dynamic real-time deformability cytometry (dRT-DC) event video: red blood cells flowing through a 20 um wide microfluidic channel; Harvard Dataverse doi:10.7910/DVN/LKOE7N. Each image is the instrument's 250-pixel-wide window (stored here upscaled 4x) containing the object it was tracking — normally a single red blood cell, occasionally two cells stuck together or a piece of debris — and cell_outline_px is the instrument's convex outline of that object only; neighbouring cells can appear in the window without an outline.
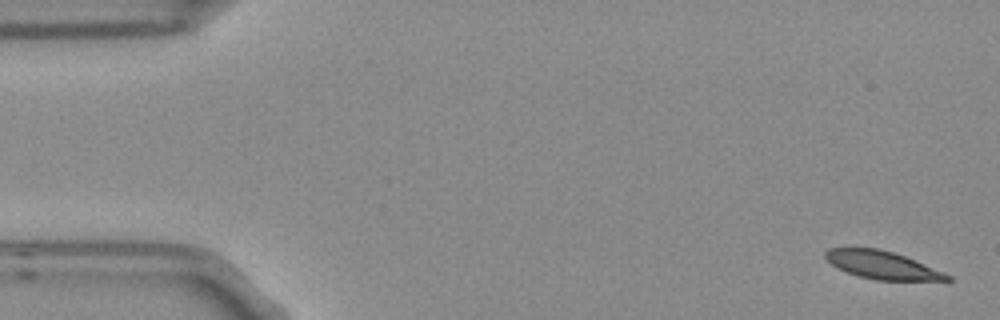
{"species": "Egyptian fruit bat (a non-hibernating species)", "species_latin": "Rousettus aegyptiacus", "temperature_condition": "room temperature", "stored_images_in_passage": 6, "camera_frame_rate_fps": 3000, "um_per_image_px": 0.085, "frame": {"image": 1, "passage_image": 1, "time_ms": 0.0, "image_size_px": [1000, 320], "cell_outline_px": [[952, 280], [876, 280], [860, 276], [848, 272], [832, 264], [824, 256], [824, 252], [828, 248], [880, 248], [916, 260], [944, 272], [952, 276]], "centroid_in_image_um": [75.0, 22.52], "position_along_channel_um": 10.0, "area_um2": 19.54}}
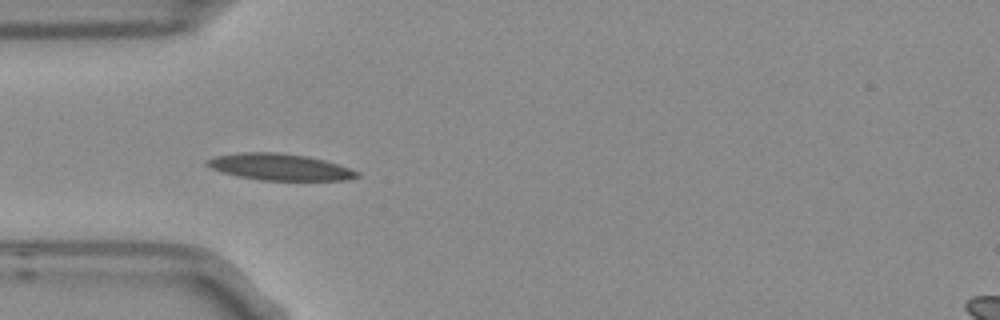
{"frame": {"image": 2, "passage_image": 5, "time_ms": 1.333, "image_size_px": [1000, 320], "cell_outline_px": [[360, 176], [344, 180], [260, 180], [220, 172], [204, 164], [208, 160], [216, 156], [240, 152], [276, 152], [308, 156], [324, 160], [360, 172]], "centroid_in_image_um": [23.77, 14.19], "position_along_channel_um": 61.2, "area_um2": 23.0}}
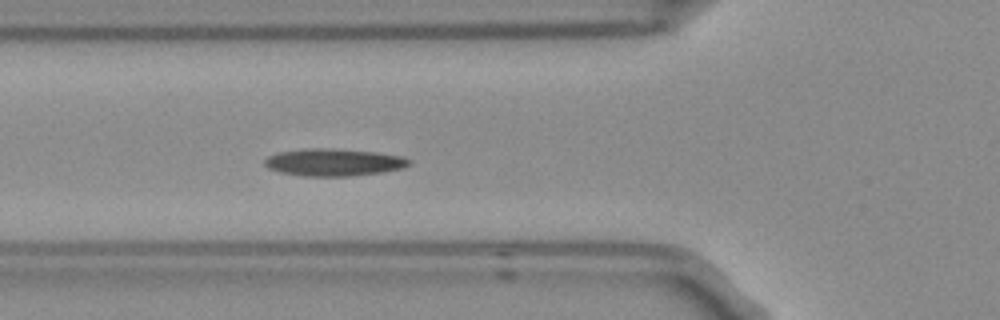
{"frame": {"image": 3, "passage_image": 6, "time_ms": 1.667, "image_size_px": [1000, 320], "cell_outline_px": [[412, 160], [408, 164], [400, 168], [380, 172], [348, 176], [304, 176], [280, 172], [268, 168], [264, 164], [264, 160], [268, 156], [276, 152], [304, 148], [332, 148], [376, 152], [400, 156]], "centroid_in_image_um": [28.29, 13.78], "position_along_channel_um": 97.5, "area_um2": 22.89}}